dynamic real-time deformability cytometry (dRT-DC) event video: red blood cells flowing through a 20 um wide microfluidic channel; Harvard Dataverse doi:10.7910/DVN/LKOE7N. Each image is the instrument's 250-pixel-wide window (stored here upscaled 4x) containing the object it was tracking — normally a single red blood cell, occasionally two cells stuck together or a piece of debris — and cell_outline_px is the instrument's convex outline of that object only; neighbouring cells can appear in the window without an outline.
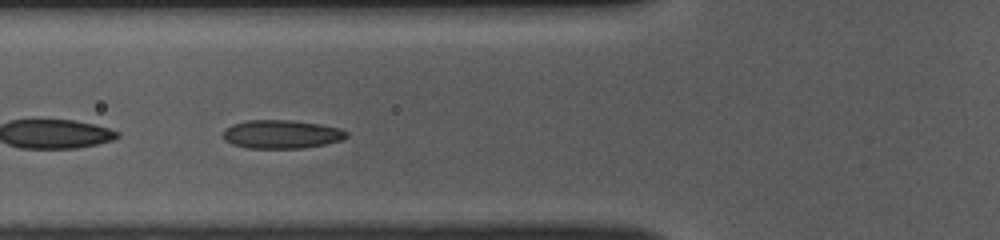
{"species": "common noctule bat (a hibernating species)", "species_latin": "Nyctalus noctula", "temperature_condition": "room temperature", "stored_images_in_passage": 47, "camera_frame_rate_fps": 3000, "um_per_image_px": 0.085, "animal": {"sex": "female", "body_mass_g": 10.0, "forearm_length_mm": 53.1}, "frame": {"image": 1, "passage_image": 15, "time_ms": 4.667, "image_size_px": [1000, 240], "cell_outline_px": [[348, 136], [344, 140], [304, 148], [248, 148], [232, 144], [224, 140], [224, 128], [232, 124], [244, 120], [288, 120], [320, 124], [340, 128], [348, 132]], "centroid_in_image_um": [23.93, 11.41], "position_along_channel_um": 101.9, "area_um2": 20.63}}
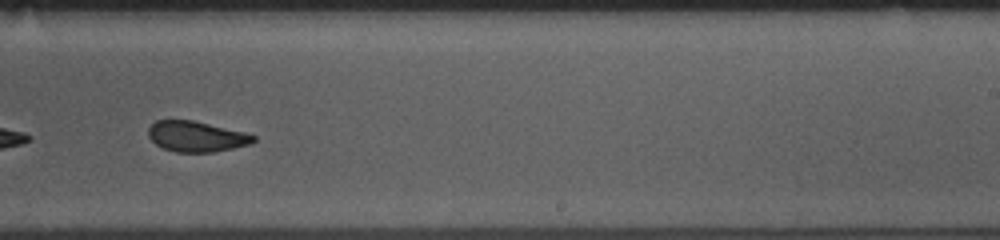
{"frame": {"image": 2, "passage_image": 28, "time_ms": 9.0, "image_size_px": [1000, 240], "cell_outline_px": [[256, 140], [252, 144], [212, 152], [176, 152], [164, 148], [156, 144], [148, 136], [148, 128], [156, 120], [192, 120], [244, 132], [256, 136]], "centroid_in_image_um": [16.69, 11.6], "position_along_channel_um": 272.3, "area_um2": 18.61}}
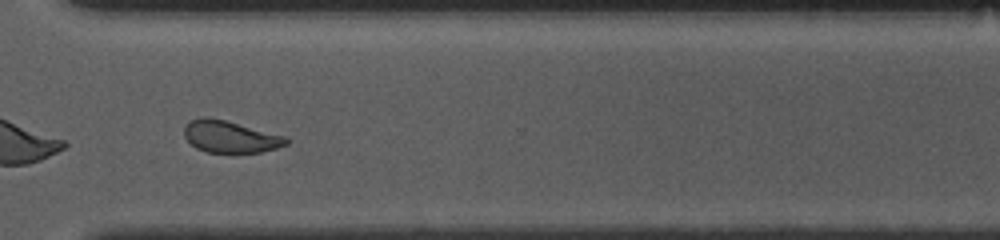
{"frame": {"image": 3, "passage_image": 34, "time_ms": 11.0, "image_size_px": [1000, 240], "cell_outline_px": [[292, 140], [288, 144], [276, 148], [260, 152], [208, 152], [196, 148], [184, 136], [184, 128], [192, 120], [204, 116], [208, 116], [224, 120], [284, 136]], "centroid_in_image_um": [19.58, 11.62], "position_along_channel_um": 351.0, "area_um2": 18.67}, "authors_computed_cell_mechanics": {"area_um2": 20.23, "velocity_mm_per_s": 3.9354, "shape_relaxation_time_tau1_ms": 6.7931, "shape_relaxation_time_tau2_ms": 1.5754, "deformation_change_tau1": 0.1333, "deformation_change_tau2": 0.0819}}